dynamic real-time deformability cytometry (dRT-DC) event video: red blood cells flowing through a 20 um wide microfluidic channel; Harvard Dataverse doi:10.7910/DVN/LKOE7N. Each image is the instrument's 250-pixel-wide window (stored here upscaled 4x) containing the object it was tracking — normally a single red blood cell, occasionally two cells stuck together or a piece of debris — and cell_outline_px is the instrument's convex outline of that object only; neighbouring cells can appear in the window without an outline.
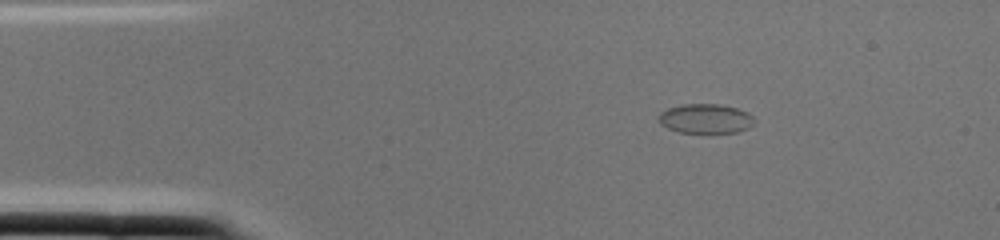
{"species": "common noctule bat (a hibernating species)", "species_latin": "Nyctalus noctula", "temperature_condition": "cold", "stored_images_in_passage": 1, "camera_frame_rate_fps": 3000, "um_per_image_px": 0.085, "animal": {"sex": "female", "body_mass_g": 22.0, "forearm_length_mm": 56.7}, "frame": {"image": 1, "passage_image": 1, "time_ms": 0.0, "image_size_px": [1000, 240], "cell_outline_px": [[756, 120], [748, 128], [736, 132], [676, 132], [660, 124], [656, 120], [660, 112], [668, 108], [680, 104], [720, 104], [736, 108], [748, 112]], "centroid_in_image_um": [59.93, 10.07], "position_along_channel_um": 25.1, "area_um2": 16.53}}